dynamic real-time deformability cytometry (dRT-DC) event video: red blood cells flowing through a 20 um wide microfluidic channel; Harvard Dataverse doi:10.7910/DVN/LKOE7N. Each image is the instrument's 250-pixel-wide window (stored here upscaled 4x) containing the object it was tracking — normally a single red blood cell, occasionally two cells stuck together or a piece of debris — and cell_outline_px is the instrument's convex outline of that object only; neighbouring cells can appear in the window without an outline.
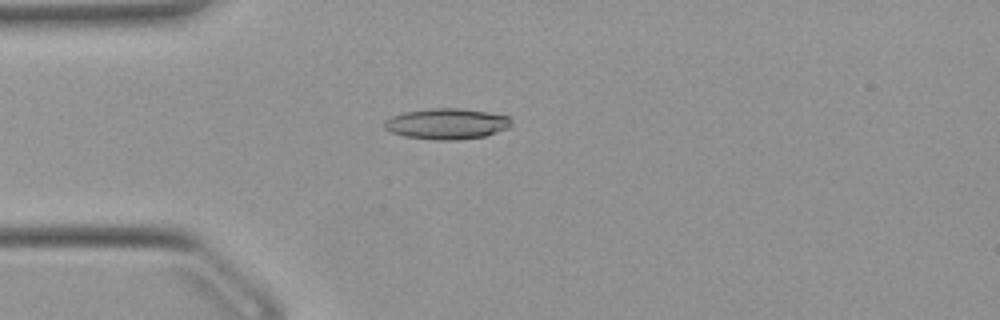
{"species": "Egyptian fruit bat (a non-hibernating species)", "species_latin": "Rousettus aegyptiacus", "temperature_condition": "warm", "stored_images_in_passage": 52, "camera_frame_rate_fps": 3000, "um_per_image_px": 0.085, "animal": {"sex": "female"}, "frame": {"image": 1, "passage_image": 14, "time_ms": 4.333, "image_size_px": [1000, 320], "cell_outline_px": [[512, 124], [508, 128], [484, 136], [460, 140], [436, 140], [404, 136], [392, 132], [384, 128], [384, 120], [392, 116], [404, 112], [432, 108], [460, 108], [508, 116], [512, 120]], "centroid_in_image_um": [37.96, 10.52], "position_along_channel_um": 47.0, "area_um2": 22.72}}
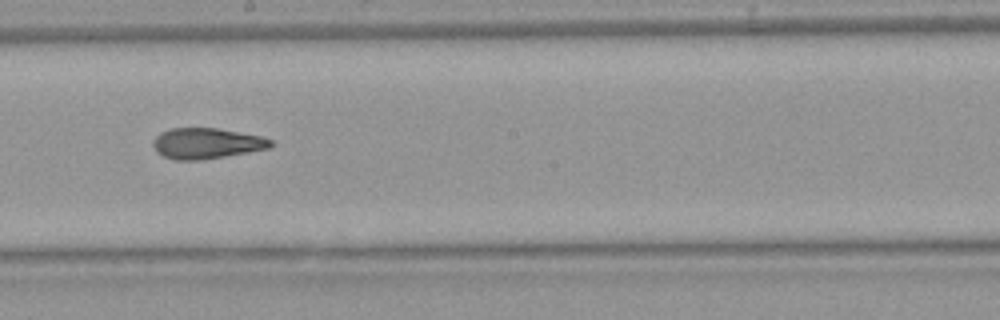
{"frame": {"image": 2, "passage_image": 29, "time_ms": 9.333, "image_size_px": [1000, 320], "cell_outline_px": [[272, 144], [268, 148], [248, 152], [200, 160], [176, 160], [164, 156], [156, 152], [152, 144], [152, 140], [160, 132], [172, 128], [216, 128], [260, 136], [272, 140]], "centroid_in_image_um": [17.5, 12.18], "position_along_channel_um": 230.7, "area_um2": 20.87}}
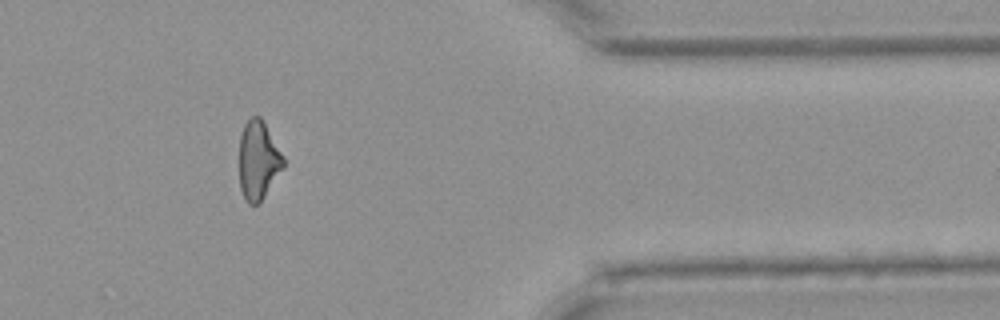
{"frame": {"image": 3, "passage_image": 43, "time_ms": 14.0, "image_size_px": [1000, 320], "cell_outline_px": [[284, 168], [260, 200], [256, 204], [248, 204], [240, 188], [240, 136], [244, 124], [252, 116], [260, 116], [284, 156]], "centroid_in_image_um": [21.96, 13.6], "position_along_channel_um": 389.4, "area_um2": 19.88}, "authors_computed_cell_mechanics": {"area_um2": 21.4438, "velocity_mm_per_s": 3.9365, "shape_relaxation_time_tau1_ms": null, "shape_relaxation_time_tau2_ms": 2.9429, "deformation_change_tau1": null, "deformation_change_tau2": 0.1139}}